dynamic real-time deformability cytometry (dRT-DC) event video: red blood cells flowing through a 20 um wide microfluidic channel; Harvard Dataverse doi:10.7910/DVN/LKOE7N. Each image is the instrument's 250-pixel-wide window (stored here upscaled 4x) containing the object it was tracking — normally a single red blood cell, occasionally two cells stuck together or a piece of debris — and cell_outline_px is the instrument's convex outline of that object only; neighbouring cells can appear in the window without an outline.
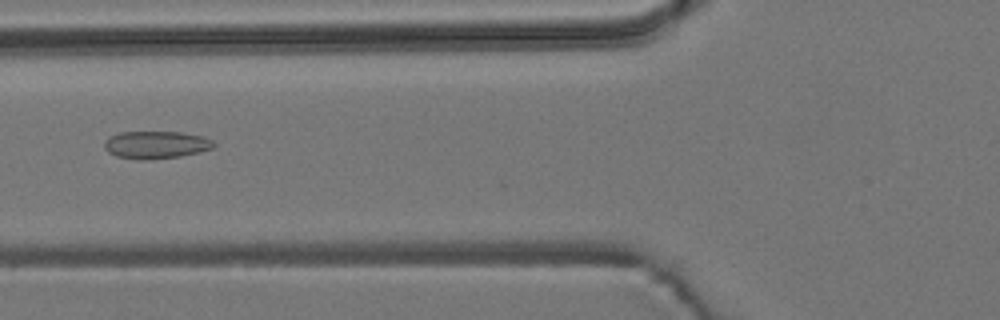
{"species": "common noctule bat (a hibernating species)", "species_latin": "Nyctalus noctula", "temperature_condition": "room temperature", "stored_images_in_passage": 2, "camera_frame_rate_fps": 3000, "um_per_image_px": 0.085, "animal": {"sex": "male", "body_mass_g": 19.2, "forearm_length_mm": 51.8}, "frame": {"image": 1, "passage_image": 2, "time_ms": 2.0, "image_size_px": [1000, 320], "cell_outline_px": [[216, 144], [212, 148], [200, 152], [180, 156], [144, 160], [116, 156], [108, 152], [104, 148], [104, 144], [108, 136], [120, 132], [180, 132], [204, 136], [212, 140]], "centroid_in_image_um": [13.26, 12.3], "position_along_channel_um": 112.5, "area_um2": 17.57}}